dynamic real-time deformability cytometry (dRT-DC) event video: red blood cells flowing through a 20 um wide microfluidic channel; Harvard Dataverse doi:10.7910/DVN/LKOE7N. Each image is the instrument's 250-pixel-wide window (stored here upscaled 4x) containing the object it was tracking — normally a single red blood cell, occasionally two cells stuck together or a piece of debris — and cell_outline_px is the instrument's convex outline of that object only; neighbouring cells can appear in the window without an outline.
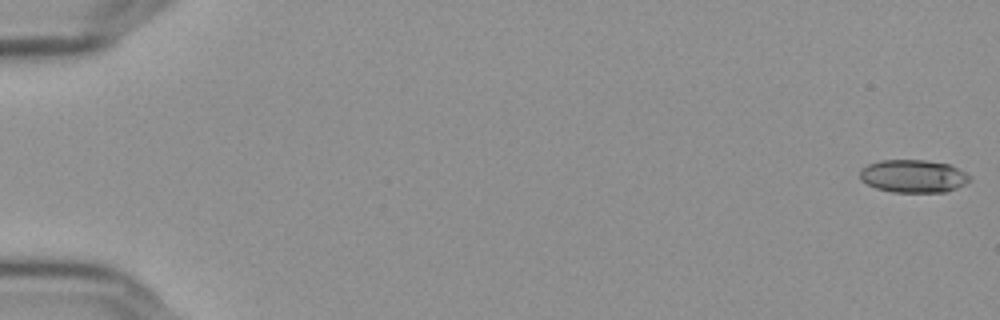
{"species": "Egyptian fruit bat (a non-hibernating species)", "species_latin": "Rousettus aegyptiacus", "temperature_condition": "cold", "stored_images_in_passage": 15, "camera_frame_rate_fps": 3000, "um_per_image_px": 0.085, "frame": {"image": 1, "passage_image": 1, "time_ms": 0.0, "image_size_px": [1000, 320], "cell_outline_px": [[972, 176], [964, 184], [956, 188], [944, 192], [892, 192], [876, 188], [860, 180], [860, 168], [868, 164], [880, 160], [924, 160], [948, 164]], "centroid_in_image_um": [77.59, 14.97], "position_along_channel_um": 7.4, "area_um2": 20.92}}